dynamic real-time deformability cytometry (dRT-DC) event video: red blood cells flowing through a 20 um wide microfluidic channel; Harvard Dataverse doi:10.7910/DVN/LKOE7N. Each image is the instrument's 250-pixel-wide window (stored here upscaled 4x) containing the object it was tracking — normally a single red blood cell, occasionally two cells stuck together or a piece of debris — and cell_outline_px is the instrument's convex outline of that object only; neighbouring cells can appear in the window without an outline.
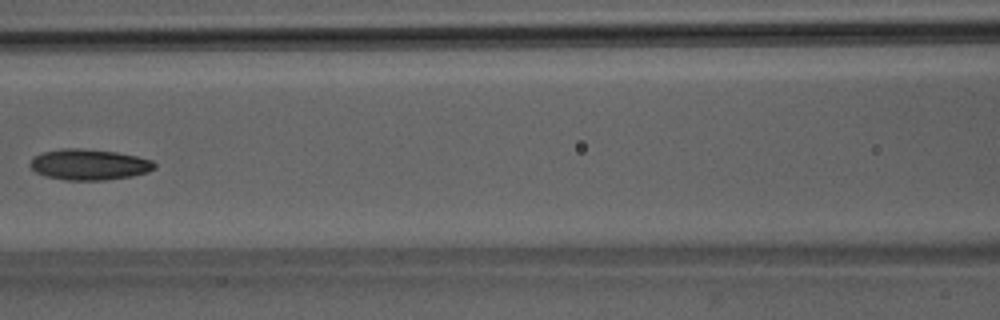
{"species": "Egyptian fruit bat (a non-hibernating species)", "species_latin": "Rousettus aegyptiacus", "temperature_condition": "room temperature", "stored_images_in_passage": 5, "camera_frame_rate_fps": 3000, "um_per_image_px": 0.085, "animal": {"sex": "male"}, "frame": {"image": 1, "passage_image": 4, "time_ms": 3.333, "image_size_px": [1000, 320], "cell_outline_px": [[156, 168], [148, 172], [132, 176], [104, 180], [64, 180], [44, 176], [36, 172], [28, 164], [32, 156], [44, 152], [64, 148], [80, 148], [116, 152], [136, 156], [152, 160], [156, 164]], "centroid_in_image_um": [7.56, 13.99], "position_along_channel_um": 159.0, "area_um2": 22.48}}